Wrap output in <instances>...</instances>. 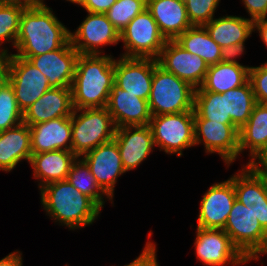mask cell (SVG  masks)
Returning <instances> with one entry per match:
<instances>
[{
    "label": "cell",
    "mask_w": 267,
    "mask_h": 266,
    "mask_svg": "<svg viewBox=\"0 0 267 266\" xmlns=\"http://www.w3.org/2000/svg\"><path fill=\"white\" fill-rule=\"evenodd\" d=\"M113 55L79 54L71 85L74 109L106 107L114 84Z\"/></svg>",
    "instance_id": "3957f363"
},
{
    "label": "cell",
    "mask_w": 267,
    "mask_h": 266,
    "mask_svg": "<svg viewBox=\"0 0 267 266\" xmlns=\"http://www.w3.org/2000/svg\"><path fill=\"white\" fill-rule=\"evenodd\" d=\"M234 246L249 261H259L267 254V231L254 214L235 199L223 229Z\"/></svg>",
    "instance_id": "8992f818"
},
{
    "label": "cell",
    "mask_w": 267,
    "mask_h": 266,
    "mask_svg": "<svg viewBox=\"0 0 267 266\" xmlns=\"http://www.w3.org/2000/svg\"><path fill=\"white\" fill-rule=\"evenodd\" d=\"M42 2L43 0H0V4H17L25 8L37 6Z\"/></svg>",
    "instance_id": "f6af8a7d"
},
{
    "label": "cell",
    "mask_w": 267,
    "mask_h": 266,
    "mask_svg": "<svg viewBox=\"0 0 267 266\" xmlns=\"http://www.w3.org/2000/svg\"><path fill=\"white\" fill-rule=\"evenodd\" d=\"M225 94L226 117L239 130L242 128L256 105V99L249 80L242 86L230 89Z\"/></svg>",
    "instance_id": "f546056e"
},
{
    "label": "cell",
    "mask_w": 267,
    "mask_h": 266,
    "mask_svg": "<svg viewBox=\"0 0 267 266\" xmlns=\"http://www.w3.org/2000/svg\"><path fill=\"white\" fill-rule=\"evenodd\" d=\"M24 9L25 7L17 4H0V57L10 53L9 47L2 44L5 45L8 42L12 49L15 48Z\"/></svg>",
    "instance_id": "d6a6232c"
},
{
    "label": "cell",
    "mask_w": 267,
    "mask_h": 266,
    "mask_svg": "<svg viewBox=\"0 0 267 266\" xmlns=\"http://www.w3.org/2000/svg\"><path fill=\"white\" fill-rule=\"evenodd\" d=\"M31 153L54 150L72 151L71 116L59 117L29 126Z\"/></svg>",
    "instance_id": "7402d4cb"
},
{
    "label": "cell",
    "mask_w": 267,
    "mask_h": 266,
    "mask_svg": "<svg viewBox=\"0 0 267 266\" xmlns=\"http://www.w3.org/2000/svg\"><path fill=\"white\" fill-rule=\"evenodd\" d=\"M0 64L22 112L51 88L46 76L27 59L10 52L0 57Z\"/></svg>",
    "instance_id": "52a82bcc"
},
{
    "label": "cell",
    "mask_w": 267,
    "mask_h": 266,
    "mask_svg": "<svg viewBox=\"0 0 267 266\" xmlns=\"http://www.w3.org/2000/svg\"><path fill=\"white\" fill-rule=\"evenodd\" d=\"M249 82L257 103L267 105V61L259 66H250Z\"/></svg>",
    "instance_id": "8d00e7d4"
},
{
    "label": "cell",
    "mask_w": 267,
    "mask_h": 266,
    "mask_svg": "<svg viewBox=\"0 0 267 266\" xmlns=\"http://www.w3.org/2000/svg\"><path fill=\"white\" fill-rule=\"evenodd\" d=\"M39 190L45 214L57 222V225L73 231L81 230L92 225L100 217L102 209L67 179L46 184Z\"/></svg>",
    "instance_id": "7a4b0ae2"
},
{
    "label": "cell",
    "mask_w": 267,
    "mask_h": 266,
    "mask_svg": "<svg viewBox=\"0 0 267 266\" xmlns=\"http://www.w3.org/2000/svg\"><path fill=\"white\" fill-rule=\"evenodd\" d=\"M31 133L29 126L21 123L0 132V171L11 172L22 161L30 162Z\"/></svg>",
    "instance_id": "d4e9b609"
},
{
    "label": "cell",
    "mask_w": 267,
    "mask_h": 266,
    "mask_svg": "<svg viewBox=\"0 0 267 266\" xmlns=\"http://www.w3.org/2000/svg\"><path fill=\"white\" fill-rule=\"evenodd\" d=\"M117 128L123 126L149 125L151 112L148 100L124 91L115 83L106 105Z\"/></svg>",
    "instance_id": "ffe728a7"
},
{
    "label": "cell",
    "mask_w": 267,
    "mask_h": 266,
    "mask_svg": "<svg viewBox=\"0 0 267 266\" xmlns=\"http://www.w3.org/2000/svg\"><path fill=\"white\" fill-rule=\"evenodd\" d=\"M267 149V105L256 103L247 123L239 129V155L248 150L249 160Z\"/></svg>",
    "instance_id": "4316f807"
},
{
    "label": "cell",
    "mask_w": 267,
    "mask_h": 266,
    "mask_svg": "<svg viewBox=\"0 0 267 266\" xmlns=\"http://www.w3.org/2000/svg\"><path fill=\"white\" fill-rule=\"evenodd\" d=\"M256 31V32H255ZM254 32L259 33L260 40L267 48V19H258L254 21Z\"/></svg>",
    "instance_id": "ee69618b"
},
{
    "label": "cell",
    "mask_w": 267,
    "mask_h": 266,
    "mask_svg": "<svg viewBox=\"0 0 267 266\" xmlns=\"http://www.w3.org/2000/svg\"><path fill=\"white\" fill-rule=\"evenodd\" d=\"M67 180L81 193L92 199L101 209L106 201L114 202L102 191L90 172L89 166L81 157L73 162Z\"/></svg>",
    "instance_id": "4dcf8cb0"
},
{
    "label": "cell",
    "mask_w": 267,
    "mask_h": 266,
    "mask_svg": "<svg viewBox=\"0 0 267 266\" xmlns=\"http://www.w3.org/2000/svg\"><path fill=\"white\" fill-rule=\"evenodd\" d=\"M147 8V0H117L105 13L107 19L121 32L129 22Z\"/></svg>",
    "instance_id": "e575fe53"
},
{
    "label": "cell",
    "mask_w": 267,
    "mask_h": 266,
    "mask_svg": "<svg viewBox=\"0 0 267 266\" xmlns=\"http://www.w3.org/2000/svg\"><path fill=\"white\" fill-rule=\"evenodd\" d=\"M73 111L71 87H51L23 112V123L32 126L59 117H69Z\"/></svg>",
    "instance_id": "44dd1931"
},
{
    "label": "cell",
    "mask_w": 267,
    "mask_h": 266,
    "mask_svg": "<svg viewBox=\"0 0 267 266\" xmlns=\"http://www.w3.org/2000/svg\"><path fill=\"white\" fill-rule=\"evenodd\" d=\"M0 266H24L22 251L15 250L0 259Z\"/></svg>",
    "instance_id": "7bdbcfd3"
},
{
    "label": "cell",
    "mask_w": 267,
    "mask_h": 266,
    "mask_svg": "<svg viewBox=\"0 0 267 266\" xmlns=\"http://www.w3.org/2000/svg\"><path fill=\"white\" fill-rule=\"evenodd\" d=\"M86 12L87 16L77 29L73 32L70 30V42L79 54L103 55L104 46H113L120 42V32L105 13Z\"/></svg>",
    "instance_id": "7c38bea8"
},
{
    "label": "cell",
    "mask_w": 267,
    "mask_h": 266,
    "mask_svg": "<svg viewBox=\"0 0 267 266\" xmlns=\"http://www.w3.org/2000/svg\"><path fill=\"white\" fill-rule=\"evenodd\" d=\"M119 57L114 60V83L124 91L148 100L157 59Z\"/></svg>",
    "instance_id": "2e32d148"
},
{
    "label": "cell",
    "mask_w": 267,
    "mask_h": 266,
    "mask_svg": "<svg viewBox=\"0 0 267 266\" xmlns=\"http://www.w3.org/2000/svg\"><path fill=\"white\" fill-rule=\"evenodd\" d=\"M175 41L188 52L200 56L208 66L221 62V47L204 26L188 28Z\"/></svg>",
    "instance_id": "f1b7e54d"
},
{
    "label": "cell",
    "mask_w": 267,
    "mask_h": 266,
    "mask_svg": "<svg viewBox=\"0 0 267 266\" xmlns=\"http://www.w3.org/2000/svg\"><path fill=\"white\" fill-rule=\"evenodd\" d=\"M166 40H175L192 27L184 0H147L146 8Z\"/></svg>",
    "instance_id": "603a6c76"
},
{
    "label": "cell",
    "mask_w": 267,
    "mask_h": 266,
    "mask_svg": "<svg viewBox=\"0 0 267 266\" xmlns=\"http://www.w3.org/2000/svg\"><path fill=\"white\" fill-rule=\"evenodd\" d=\"M221 0H184L192 26H204L214 17Z\"/></svg>",
    "instance_id": "d590c367"
},
{
    "label": "cell",
    "mask_w": 267,
    "mask_h": 266,
    "mask_svg": "<svg viewBox=\"0 0 267 266\" xmlns=\"http://www.w3.org/2000/svg\"><path fill=\"white\" fill-rule=\"evenodd\" d=\"M117 0H82L79 5L91 13H106Z\"/></svg>",
    "instance_id": "b9f144b4"
},
{
    "label": "cell",
    "mask_w": 267,
    "mask_h": 266,
    "mask_svg": "<svg viewBox=\"0 0 267 266\" xmlns=\"http://www.w3.org/2000/svg\"><path fill=\"white\" fill-rule=\"evenodd\" d=\"M195 88L158 64L154 67L148 99L152 116L194 111Z\"/></svg>",
    "instance_id": "277c9868"
},
{
    "label": "cell",
    "mask_w": 267,
    "mask_h": 266,
    "mask_svg": "<svg viewBox=\"0 0 267 266\" xmlns=\"http://www.w3.org/2000/svg\"><path fill=\"white\" fill-rule=\"evenodd\" d=\"M236 199L245 205L267 231V185L249 166L234 173Z\"/></svg>",
    "instance_id": "d6986e66"
},
{
    "label": "cell",
    "mask_w": 267,
    "mask_h": 266,
    "mask_svg": "<svg viewBox=\"0 0 267 266\" xmlns=\"http://www.w3.org/2000/svg\"><path fill=\"white\" fill-rule=\"evenodd\" d=\"M249 166L258 176L267 181V149L259 152L253 159L246 164Z\"/></svg>",
    "instance_id": "60d3db41"
},
{
    "label": "cell",
    "mask_w": 267,
    "mask_h": 266,
    "mask_svg": "<svg viewBox=\"0 0 267 266\" xmlns=\"http://www.w3.org/2000/svg\"><path fill=\"white\" fill-rule=\"evenodd\" d=\"M204 27L210 37L221 47L245 42L254 32V21L243 16L223 15L213 18Z\"/></svg>",
    "instance_id": "484cf974"
},
{
    "label": "cell",
    "mask_w": 267,
    "mask_h": 266,
    "mask_svg": "<svg viewBox=\"0 0 267 266\" xmlns=\"http://www.w3.org/2000/svg\"><path fill=\"white\" fill-rule=\"evenodd\" d=\"M81 158L89 166L98 186L114 201V191L118 177L126 173L116 141L113 139L103 143Z\"/></svg>",
    "instance_id": "5bb4252c"
},
{
    "label": "cell",
    "mask_w": 267,
    "mask_h": 266,
    "mask_svg": "<svg viewBox=\"0 0 267 266\" xmlns=\"http://www.w3.org/2000/svg\"><path fill=\"white\" fill-rule=\"evenodd\" d=\"M71 124L72 152L77 157L113 140L117 129L106 107L74 109Z\"/></svg>",
    "instance_id": "5b68a950"
},
{
    "label": "cell",
    "mask_w": 267,
    "mask_h": 266,
    "mask_svg": "<svg viewBox=\"0 0 267 266\" xmlns=\"http://www.w3.org/2000/svg\"><path fill=\"white\" fill-rule=\"evenodd\" d=\"M194 112L204 120L221 124H232L226 117L225 94L205 91L202 87L195 89Z\"/></svg>",
    "instance_id": "1f68e13d"
},
{
    "label": "cell",
    "mask_w": 267,
    "mask_h": 266,
    "mask_svg": "<svg viewBox=\"0 0 267 266\" xmlns=\"http://www.w3.org/2000/svg\"><path fill=\"white\" fill-rule=\"evenodd\" d=\"M195 146L202 144L207 155L218 154L225 166L239 157V130L233 124L204 120L194 112Z\"/></svg>",
    "instance_id": "30bf717a"
},
{
    "label": "cell",
    "mask_w": 267,
    "mask_h": 266,
    "mask_svg": "<svg viewBox=\"0 0 267 266\" xmlns=\"http://www.w3.org/2000/svg\"><path fill=\"white\" fill-rule=\"evenodd\" d=\"M235 199L234 174L227 180L213 183L200 201L197 227L224 229Z\"/></svg>",
    "instance_id": "4fadbf2b"
},
{
    "label": "cell",
    "mask_w": 267,
    "mask_h": 266,
    "mask_svg": "<svg viewBox=\"0 0 267 266\" xmlns=\"http://www.w3.org/2000/svg\"><path fill=\"white\" fill-rule=\"evenodd\" d=\"M76 159L77 156L67 150L32 154L29 164L33 170V178L38 182V188L67 179L70 168Z\"/></svg>",
    "instance_id": "cb8c5ba5"
},
{
    "label": "cell",
    "mask_w": 267,
    "mask_h": 266,
    "mask_svg": "<svg viewBox=\"0 0 267 266\" xmlns=\"http://www.w3.org/2000/svg\"><path fill=\"white\" fill-rule=\"evenodd\" d=\"M114 140L126 172L136 169L155 149L149 125L123 126L116 129Z\"/></svg>",
    "instance_id": "e0dca14e"
},
{
    "label": "cell",
    "mask_w": 267,
    "mask_h": 266,
    "mask_svg": "<svg viewBox=\"0 0 267 266\" xmlns=\"http://www.w3.org/2000/svg\"><path fill=\"white\" fill-rule=\"evenodd\" d=\"M245 47V42L224 46L221 48V62L241 64L238 59L246 53Z\"/></svg>",
    "instance_id": "ab89813d"
},
{
    "label": "cell",
    "mask_w": 267,
    "mask_h": 266,
    "mask_svg": "<svg viewBox=\"0 0 267 266\" xmlns=\"http://www.w3.org/2000/svg\"><path fill=\"white\" fill-rule=\"evenodd\" d=\"M79 56L70 40L59 49L28 59L48 79L52 88L71 87Z\"/></svg>",
    "instance_id": "ac0fdd59"
},
{
    "label": "cell",
    "mask_w": 267,
    "mask_h": 266,
    "mask_svg": "<svg viewBox=\"0 0 267 266\" xmlns=\"http://www.w3.org/2000/svg\"><path fill=\"white\" fill-rule=\"evenodd\" d=\"M23 122V112L18 108L15 93L6 80L0 86V132L18 126Z\"/></svg>",
    "instance_id": "836d02e7"
},
{
    "label": "cell",
    "mask_w": 267,
    "mask_h": 266,
    "mask_svg": "<svg viewBox=\"0 0 267 266\" xmlns=\"http://www.w3.org/2000/svg\"><path fill=\"white\" fill-rule=\"evenodd\" d=\"M66 1H68V2H70L72 4H76V5H78V7L82 2V0H66ZM43 2H45V0H43Z\"/></svg>",
    "instance_id": "7dc6e473"
},
{
    "label": "cell",
    "mask_w": 267,
    "mask_h": 266,
    "mask_svg": "<svg viewBox=\"0 0 267 266\" xmlns=\"http://www.w3.org/2000/svg\"><path fill=\"white\" fill-rule=\"evenodd\" d=\"M195 256L206 266H240L249 261L234 246L223 229L196 228Z\"/></svg>",
    "instance_id": "8fae6325"
},
{
    "label": "cell",
    "mask_w": 267,
    "mask_h": 266,
    "mask_svg": "<svg viewBox=\"0 0 267 266\" xmlns=\"http://www.w3.org/2000/svg\"><path fill=\"white\" fill-rule=\"evenodd\" d=\"M65 26L45 2L25 8L14 48L17 53L12 54L28 60L63 47L70 40Z\"/></svg>",
    "instance_id": "6da1fadb"
},
{
    "label": "cell",
    "mask_w": 267,
    "mask_h": 266,
    "mask_svg": "<svg viewBox=\"0 0 267 266\" xmlns=\"http://www.w3.org/2000/svg\"><path fill=\"white\" fill-rule=\"evenodd\" d=\"M6 81V75L0 64V86Z\"/></svg>",
    "instance_id": "bcb514c9"
},
{
    "label": "cell",
    "mask_w": 267,
    "mask_h": 266,
    "mask_svg": "<svg viewBox=\"0 0 267 266\" xmlns=\"http://www.w3.org/2000/svg\"><path fill=\"white\" fill-rule=\"evenodd\" d=\"M158 65L176 75L195 89L203 84L208 65L198 55L190 53L175 40H167L157 58Z\"/></svg>",
    "instance_id": "9a60e30c"
},
{
    "label": "cell",
    "mask_w": 267,
    "mask_h": 266,
    "mask_svg": "<svg viewBox=\"0 0 267 266\" xmlns=\"http://www.w3.org/2000/svg\"><path fill=\"white\" fill-rule=\"evenodd\" d=\"M156 246V242L148 239L140 255L124 266H160L157 261Z\"/></svg>",
    "instance_id": "74e56055"
},
{
    "label": "cell",
    "mask_w": 267,
    "mask_h": 266,
    "mask_svg": "<svg viewBox=\"0 0 267 266\" xmlns=\"http://www.w3.org/2000/svg\"><path fill=\"white\" fill-rule=\"evenodd\" d=\"M249 68V65L223 62L208 66L201 87L213 93H224L240 87L249 80Z\"/></svg>",
    "instance_id": "83f0119b"
},
{
    "label": "cell",
    "mask_w": 267,
    "mask_h": 266,
    "mask_svg": "<svg viewBox=\"0 0 267 266\" xmlns=\"http://www.w3.org/2000/svg\"><path fill=\"white\" fill-rule=\"evenodd\" d=\"M166 41L151 13L145 9L120 32L124 50L120 56L157 59Z\"/></svg>",
    "instance_id": "9c48e42d"
},
{
    "label": "cell",
    "mask_w": 267,
    "mask_h": 266,
    "mask_svg": "<svg viewBox=\"0 0 267 266\" xmlns=\"http://www.w3.org/2000/svg\"><path fill=\"white\" fill-rule=\"evenodd\" d=\"M249 19H267V0H241Z\"/></svg>",
    "instance_id": "f35d334b"
},
{
    "label": "cell",
    "mask_w": 267,
    "mask_h": 266,
    "mask_svg": "<svg viewBox=\"0 0 267 266\" xmlns=\"http://www.w3.org/2000/svg\"><path fill=\"white\" fill-rule=\"evenodd\" d=\"M149 126L155 146L168 155L181 157L195 146L194 111L152 116Z\"/></svg>",
    "instance_id": "ba28073f"
}]
</instances>
